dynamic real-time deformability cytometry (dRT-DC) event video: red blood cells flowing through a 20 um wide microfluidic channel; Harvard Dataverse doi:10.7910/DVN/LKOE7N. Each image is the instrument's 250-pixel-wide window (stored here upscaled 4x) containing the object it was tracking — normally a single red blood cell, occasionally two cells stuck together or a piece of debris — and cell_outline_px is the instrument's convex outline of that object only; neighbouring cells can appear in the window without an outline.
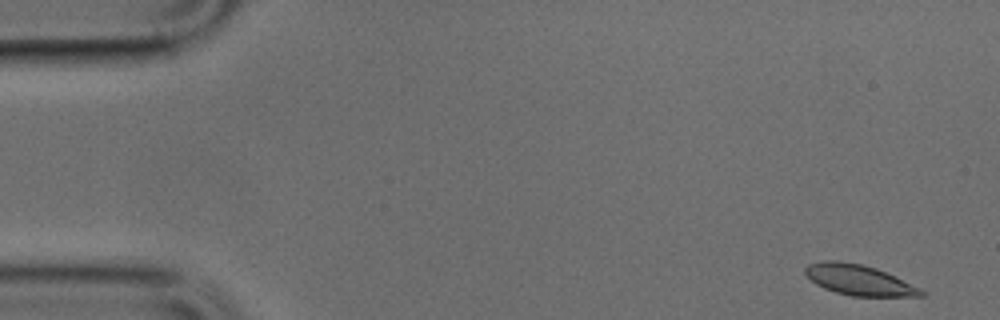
{"species": "common noctule bat (a hibernating species)", "species_latin": "Nyctalus noctula", "temperature_condition": "cold", "stored_images_in_passage": 48, "camera_frame_rate_fps": 3000, "um_per_image_px": 0.085, "animal": {"sex": "male", "body_mass_g": 17.9, "forearm_length_mm": 54.2}, "frame": {"image": 1, "passage_image": 1, "time_ms": 0.0, "image_size_px": [1000, 320], "cell_outline_px": [[928, 292], [924, 296], [852, 296], [836, 292], [824, 288], [816, 284], [804, 272], [804, 268], [808, 264], [824, 260], [836, 260], [864, 264], [876, 268], [920, 288]], "centroid_in_image_um": [73.01, 23.79], "position_along_channel_um": 12.0, "area_um2": 20.52}}
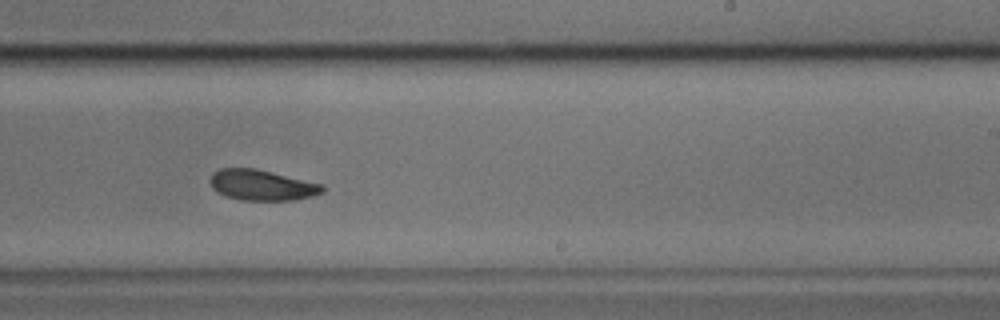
{"frame": {"image": 2, "passage_image": 29, "time_ms": 9.333, "image_size_px": [1000, 320], "cell_outline_px": [[324, 192], [312, 196], [292, 200], [240, 200], [228, 196], [212, 188], [208, 180], [212, 172], [220, 168], [256, 168], [324, 184]], "centroid_in_image_um": [22.26, 15.72], "position_along_channel_um": 266.7, "area_um2": 20.17}}
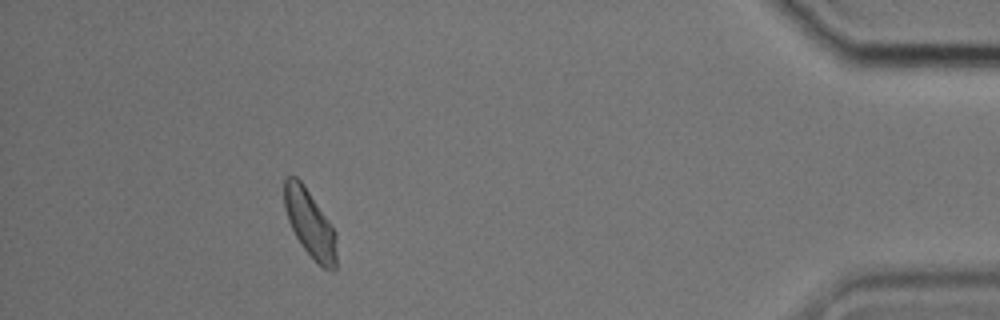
{"frame": {"image": 3, "passage_image": 44, "time_ms": 14.333, "image_size_px": [1000, 320], "cell_outline_px": [[336, 268], [332, 272], [324, 268], [304, 248], [296, 236], [288, 220], [284, 208], [284, 180], [288, 176], [296, 176], [304, 184], [336, 232]], "centroid_in_image_um": [26.34, 18.98], "position_along_channel_um": 408.9, "area_um2": 20.23}}